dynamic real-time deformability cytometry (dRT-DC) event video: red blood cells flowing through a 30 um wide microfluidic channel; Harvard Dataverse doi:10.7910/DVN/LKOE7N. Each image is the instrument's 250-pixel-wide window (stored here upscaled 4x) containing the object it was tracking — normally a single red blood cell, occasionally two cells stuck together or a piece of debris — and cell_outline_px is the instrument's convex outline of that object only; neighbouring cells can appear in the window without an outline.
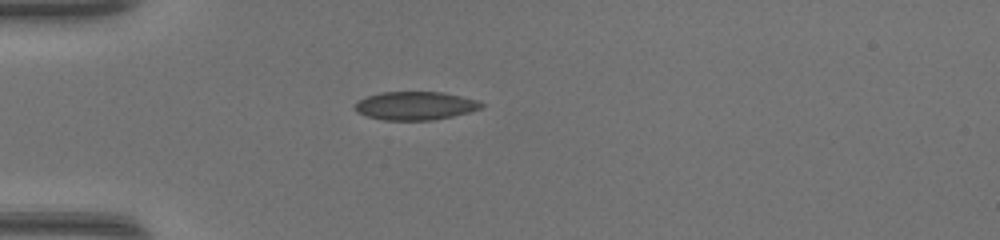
{"species": "common noctule bat (a hibernating species)", "species_latin": "Nyctalus noctula", "temperature_condition": "warm", "stored_images_in_passage": 35, "camera_frame_rate_fps": 3000, "um_per_image_px": 0.085, "animal": {"sex": "female", "body_mass_g": 17.0, "forearm_length_mm": 48.0}, "frame": {"image": 1, "passage_image": 1, "time_ms": 0.0, "image_size_px": [1000, 240], "cell_outline_px": [[484, 104], [480, 108], [468, 112], [452, 116], [432, 120], [384, 120], [368, 116], [356, 112], [352, 108], [360, 100], [368, 96], [380, 92], [444, 92], [480, 100]], "centroid_in_image_um": [35.31, 8.98], "position_along_channel_um": 49.7, "area_um2": 20.87}}
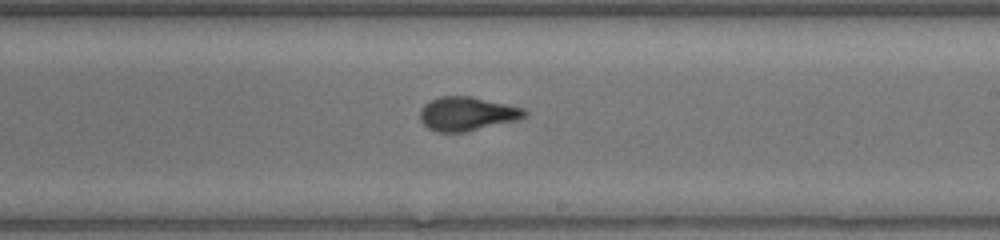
{"frame": {"image": 2, "passage_image": 16, "time_ms": 5.0, "image_size_px": [1000, 240], "cell_outline_px": [[528, 116], [516, 120], [464, 132], [436, 132], [428, 128], [420, 120], [420, 108], [424, 104], [440, 96], [472, 96], [524, 108], [528, 112]], "centroid_in_image_um": [39.69, 9.66], "position_along_channel_um": 249.3, "area_um2": 20.63}}
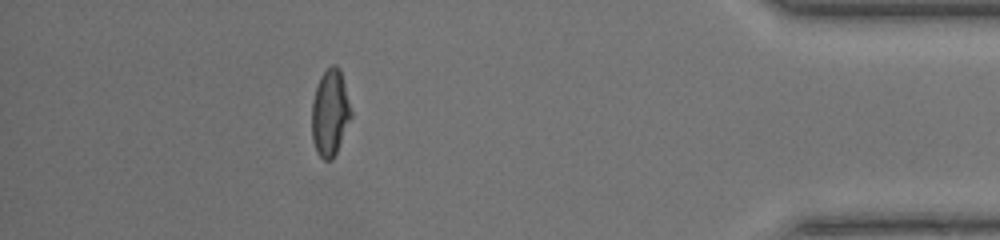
{"frame": {"image": 3, "passage_image": 30, "time_ms": 9.667, "image_size_px": [1000, 240], "cell_outline_px": [[352, 116], [336, 152], [332, 160], [324, 160], [316, 152], [312, 140], [312, 100], [320, 76], [332, 64], [336, 64], [340, 68], [352, 112]], "centroid_in_image_um": [28.05, 9.58], "position_along_channel_um": 407.2, "area_um2": 19.77}, "authors_computed_cell_mechanics": {"area_um2": 20.6924, "velocity_mm_per_s": 4.3528, "shape_relaxation_time_tau1_ms": 5.0947, "shape_relaxation_time_tau2_ms": null, "deformation_change_tau1": 0.1875, "deformation_change_tau2": null}}